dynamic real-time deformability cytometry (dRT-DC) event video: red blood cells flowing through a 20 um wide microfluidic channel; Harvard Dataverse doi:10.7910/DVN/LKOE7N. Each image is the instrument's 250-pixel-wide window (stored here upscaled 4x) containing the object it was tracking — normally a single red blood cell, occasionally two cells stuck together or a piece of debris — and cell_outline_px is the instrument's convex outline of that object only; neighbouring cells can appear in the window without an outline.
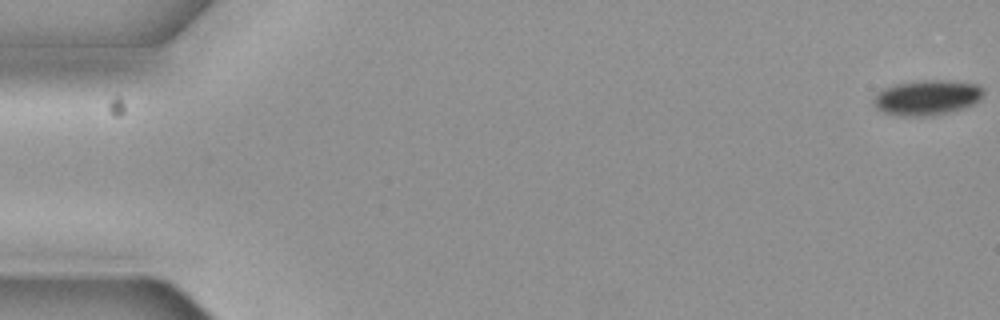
{"species": "common noctule bat (a hibernating species)", "species_latin": "Nyctalus noctula", "temperature_condition": "cold", "stored_images_in_passage": 5, "camera_frame_rate_fps": 3000, "um_per_image_px": 0.085, "animal": {"sex": "female", "body_mass_g": 19.3, "forearm_length_mm": 54.1}, "frame": {"image": 1, "passage_image": 1, "time_ms": 0.0, "image_size_px": [1000, 320], "cell_outline_px": [[984, 96], [980, 100], [964, 108], [932, 116], [900, 116], [884, 112], [876, 108], [872, 104], [872, 100], [876, 92], [892, 84], [924, 80], [948, 80], [976, 84], [984, 88]], "centroid_in_image_um": [78.78, 8.29], "position_along_channel_um": 6.2, "area_um2": 22.83}}
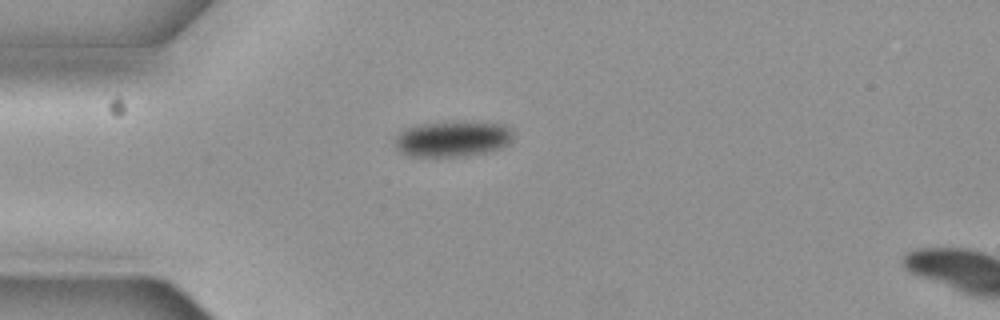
{"frame": {"image": 2, "passage_image": 4, "time_ms": 1.0, "image_size_px": [1000, 320], "cell_outline_px": [[512, 140], [508, 144], [500, 148], [488, 152], [464, 156], [412, 156], [400, 152], [396, 148], [396, 136], [400, 132], [416, 124], [452, 120], [504, 124], [512, 132]], "centroid_in_image_um": [38.48, 11.78], "position_along_channel_um": 46.5, "area_um2": 24.91}}